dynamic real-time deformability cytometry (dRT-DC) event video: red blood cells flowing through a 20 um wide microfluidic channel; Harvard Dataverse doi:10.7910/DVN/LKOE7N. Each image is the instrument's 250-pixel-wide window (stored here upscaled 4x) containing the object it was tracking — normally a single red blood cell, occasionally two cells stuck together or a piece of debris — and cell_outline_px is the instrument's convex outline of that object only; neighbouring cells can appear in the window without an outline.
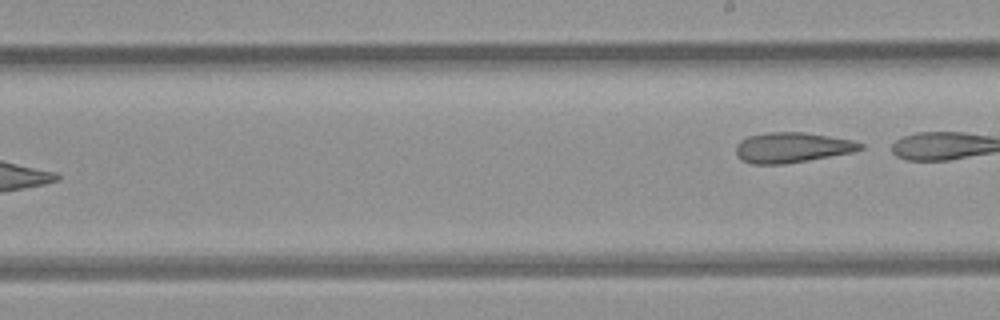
{"species": "common noctule bat (a hibernating species)", "species_latin": "Nyctalus noctula", "temperature_condition": "room temperature", "stored_images_in_passage": 9, "segment_of_instrument_passage": [2, 2], "camera_frame_rate_fps": 3000, "um_per_image_px": 0.085, "animal": {"sex": "female", "body_mass_g": 21.9}, "frame": {"image": 1, "passage_image": 9, "time_ms": 2.667, "image_size_px": [1000, 320], "cell_outline_px": [[864, 148], [852, 152], [808, 160], [784, 164], [752, 164], [740, 160], [736, 156], [736, 144], [740, 140], [748, 136], [768, 132], [804, 132], [852, 140], [864, 144]], "centroid_in_image_um": [67.28, 12.54], "position_along_channel_um": 221.7, "area_um2": 21.96}}